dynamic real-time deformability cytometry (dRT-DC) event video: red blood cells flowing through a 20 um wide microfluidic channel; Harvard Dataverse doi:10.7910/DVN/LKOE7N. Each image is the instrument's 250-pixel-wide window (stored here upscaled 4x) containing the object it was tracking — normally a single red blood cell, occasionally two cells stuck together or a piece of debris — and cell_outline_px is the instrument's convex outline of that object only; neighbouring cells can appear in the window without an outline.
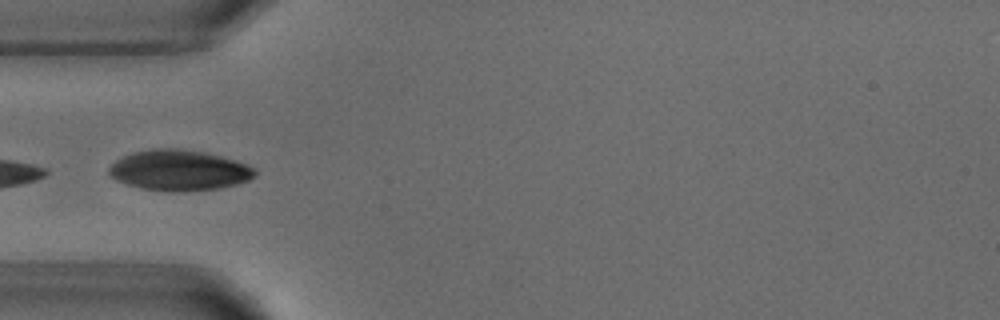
{"species": "common noctule bat (a hibernating species)", "species_latin": "Nyctalus noctula", "temperature_condition": "warm", "stored_images_in_passage": 4, "camera_frame_rate_fps": 3000, "um_per_image_px": 0.085, "animal": {"sex": "male", "body_mass_g": 18.8}, "frame": {"image": 1, "passage_image": 4, "time_ms": 4.333, "image_size_px": [1000, 320], "cell_outline_px": [[256, 176], [248, 180], [236, 184], [220, 188], [184, 192], [172, 192], [140, 188], [116, 180], [108, 176], [108, 168], [116, 160], [132, 152], [152, 148], [180, 148], [204, 152], [236, 160], [248, 164], [256, 168]], "centroid_in_image_um": [15.23, 14.47], "position_along_channel_um": 69.8, "area_um2": 34.91}}